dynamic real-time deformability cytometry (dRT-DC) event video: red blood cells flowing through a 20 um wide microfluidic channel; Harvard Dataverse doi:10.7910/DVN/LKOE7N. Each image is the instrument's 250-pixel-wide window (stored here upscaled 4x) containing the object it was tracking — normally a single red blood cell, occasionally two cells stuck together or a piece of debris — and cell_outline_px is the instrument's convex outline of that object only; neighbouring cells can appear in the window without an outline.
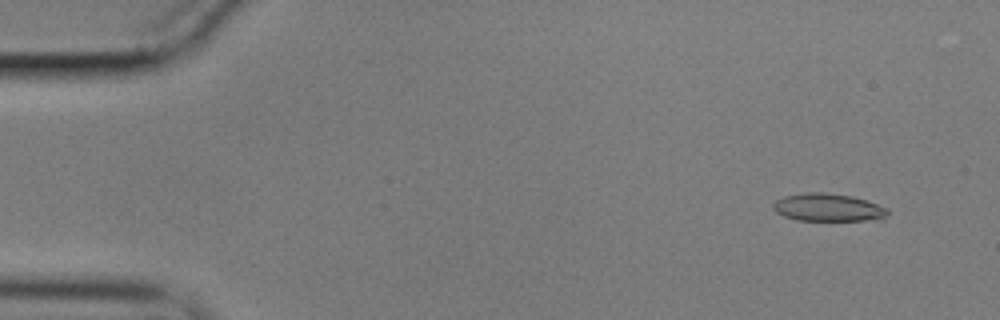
{"species": "common noctule bat (a hibernating species)", "species_latin": "Nyctalus noctula", "temperature_condition": "cold", "stored_images_in_passage": 18, "camera_frame_rate_fps": 3000, "um_per_image_px": 0.085, "animal": {"sex": "male", "body_mass_g": 17.9}, "frame": {"image": 1, "passage_image": 4, "time_ms": 1.0, "image_size_px": [1000, 320], "cell_outline_px": [[888, 216], [884, 220], [796, 220], [784, 216], [776, 212], [772, 208], [772, 204], [776, 200], [784, 196], [808, 192], [824, 192], [852, 196], [888, 208]], "centroid_in_image_um": [70.4, 17.64], "position_along_channel_um": 14.6, "area_um2": 18.61}}
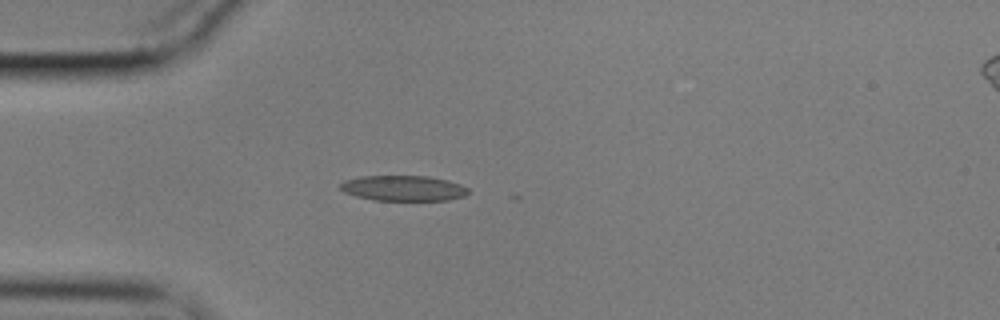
{"frame": {"image": 2, "passage_image": 15, "time_ms": 4.667, "image_size_px": [1000, 320], "cell_outline_px": [[468, 192], [464, 196], [448, 200], [372, 200], [356, 196], [344, 192], [340, 188], [340, 184], [344, 180], [360, 176], [428, 176], [448, 180], [460, 184], [468, 188]], "centroid_in_image_um": [34.27, 15.99], "position_along_channel_um": 50.7, "area_um2": 18.96}}